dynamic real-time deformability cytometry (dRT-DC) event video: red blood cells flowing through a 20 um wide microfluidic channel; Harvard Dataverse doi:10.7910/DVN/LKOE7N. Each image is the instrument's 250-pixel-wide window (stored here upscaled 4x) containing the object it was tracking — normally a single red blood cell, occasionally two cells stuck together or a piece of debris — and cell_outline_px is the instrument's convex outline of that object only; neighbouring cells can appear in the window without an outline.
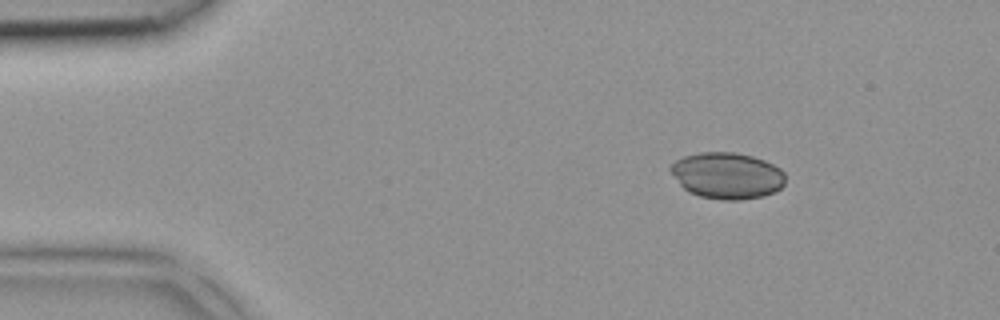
{"species": "common noctule bat (a hibernating species)", "species_latin": "Nyctalus noctula", "temperature_condition": "room temperature", "stored_images_in_passage": 4, "camera_frame_rate_fps": 3000, "um_per_image_px": 0.085, "animal": {"sex": "female", "body_mass_g": 18.4}, "frame": {"image": 1, "passage_image": 1, "time_ms": 0.0, "image_size_px": [1000, 320], "cell_outline_px": [[784, 184], [780, 188], [764, 196], [740, 200], [720, 200], [700, 196], [688, 192], [680, 184], [668, 168], [676, 160], [684, 156], [700, 152], [736, 152], [752, 156], [764, 160], [780, 168], [784, 172]], "centroid_in_image_um": [61.8, 14.92], "position_along_channel_um": 23.2, "area_um2": 31.04}}